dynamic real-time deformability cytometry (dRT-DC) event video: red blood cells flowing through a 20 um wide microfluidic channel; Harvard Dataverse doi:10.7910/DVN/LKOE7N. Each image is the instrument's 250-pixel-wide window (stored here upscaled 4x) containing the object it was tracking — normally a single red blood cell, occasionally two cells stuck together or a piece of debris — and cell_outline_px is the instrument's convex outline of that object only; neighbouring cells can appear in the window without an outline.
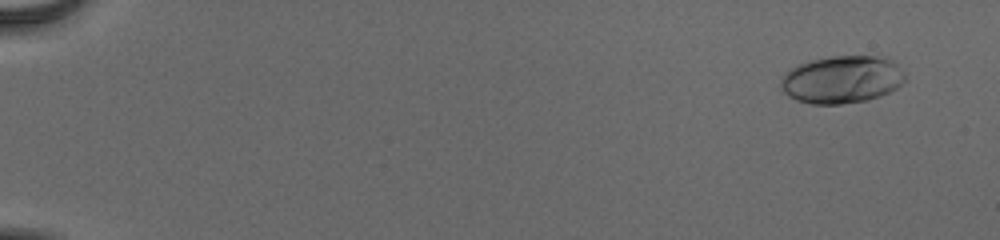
{"species": "human", "species_latin": "Homo sapiens", "temperature_condition": "cold", "stored_images_in_passage": 55, "camera_frame_rate_fps": 3000, "um_per_image_px": 0.085, "donor": {"sex": "male"}, "frame": {"image": 1, "passage_image": 4, "time_ms": 1.0, "image_size_px": [1000, 240], "cell_outline_px": [[904, 80], [896, 88], [880, 96], [868, 100], [840, 104], [812, 104], [796, 100], [788, 96], [780, 88], [780, 80], [784, 72], [800, 64], [812, 60], [832, 56], [888, 56], [904, 72]], "centroid_in_image_um": [71.55, 6.76], "position_along_channel_um": 13.5, "area_um2": 34.56}}
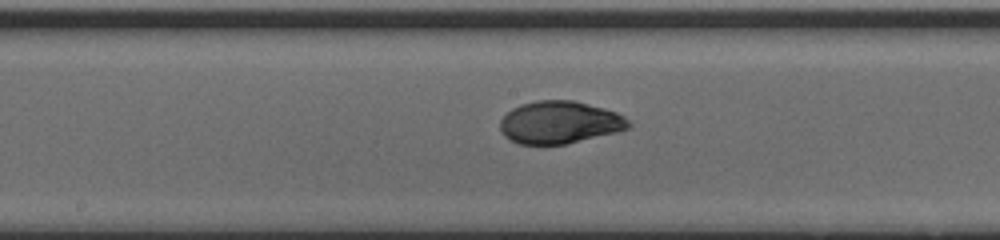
{"frame": {"image": 2, "passage_image": 32, "time_ms": 10.333, "image_size_px": [1000, 240], "cell_outline_px": [[632, 124], [628, 128], [616, 132], [564, 144], [520, 144], [504, 136], [500, 128], [500, 120], [512, 108], [520, 104], [536, 100], [572, 100], [604, 108], [616, 112], [624, 116]], "centroid_in_image_um": [47.56, 10.39], "position_along_channel_um": 200.6, "area_um2": 31.62}}
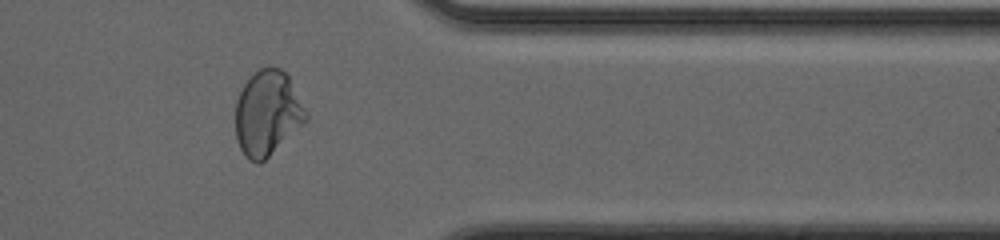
{"frame": {"image": 3, "passage_image": 47, "time_ms": 15.333, "image_size_px": [1000, 240], "cell_outline_px": [[308, 120], [304, 124], [260, 164], [256, 164], [248, 160], [244, 156], [236, 140], [236, 100], [244, 84], [260, 68], [280, 68], [288, 76], [308, 116]], "centroid_in_image_um": [22.71, 9.67], "position_along_channel_um": 388.7, "area_um2": 34.56}, "authors_computed_cell_mechanics": {"area_um2": 32.4258, "velocity_mm_per_s": 3.9024, "shape_relaxation_time_tau1_ms": 4.2455, "shape_relaxation_time_tau2_ms": 0.7925, "deformation_change_tau1": 0.1924, "deformation_change_tau2": 0.0383}}